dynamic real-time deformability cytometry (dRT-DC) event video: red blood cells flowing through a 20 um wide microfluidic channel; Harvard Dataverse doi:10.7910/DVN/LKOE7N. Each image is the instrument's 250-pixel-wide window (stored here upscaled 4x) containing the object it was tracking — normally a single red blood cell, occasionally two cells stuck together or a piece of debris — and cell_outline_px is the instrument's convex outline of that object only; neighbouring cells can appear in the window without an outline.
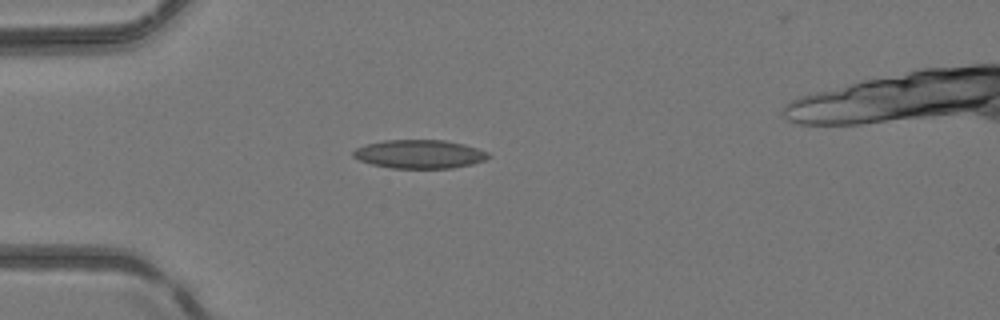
{"species": "common noctule bat (a hibernating species)", "species_latin": "Nyctalus noctula", "temperature_condition": "room temperature", "stored_images_in_passage": 37, "camera_frame_rate_fps": 3000, "um_per_image_px": 0.085, "animal": {"sex": "female", "body_mass_g": 24.6, "forearm_length_mm": 56.2}, "frame": {"image": 1, "passage_image": 1, "time_ms": 0.0, "image_size_px": [1000, 320], "cell_outline_px": [[492, 156], [484, 160], [472, 164], [452, 168], [392, 168], [372, 164], [360, 160], [352, 156], [352, 152], [356, 148], [368, 144], [384, 140], [444, 140], [464, 144], [488, 152]], "centroid_in_image_um": [35.67, 13.1], "position_along_channel_um": 49.3, "area_um2": 22.43}}
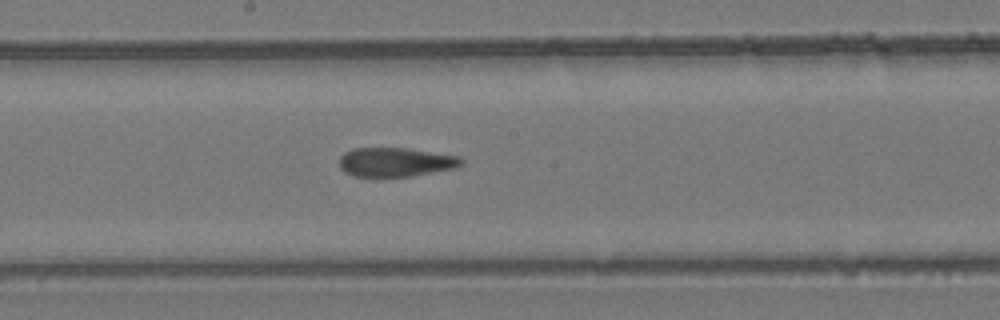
{"frame": {"image": 2, "passage_image": 14, "time_ms": 4.333, "image_size_px": [1000, 320], "cell_outline_px": [[464, 164], [456, 168], [412, 176], [356, 176], [344, 172], [340, 168], [340, 156], [344, 152], [352, 148], [408, 148], [460, 156], [464, 160]], "centroid_in_image_um": [33.66, 13.77], "position_along_channel_um": 214.5, "area_um2": 20.81}}
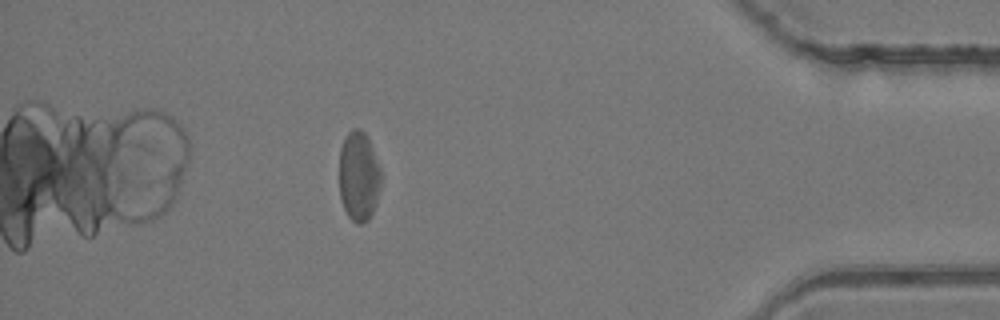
{"frame": {"image": 3, "passage_image": 31, "time_ms": 10.0, "image_size_px": [1000, 320], "cell_outline_px": [[380, 188], [376, 204], [368, 220], [360, 224], [356, 224], [348, 216], [340, 200], [340, 148], [344, 136], [352, 128], [360, 128], [368, 136], [380, 168]], "centroid_in_image_um": [30.49, 14.96], "position_along_channel_um": 404.7, "area_um2": 22.02}, "authors_computed_cell_mechanics": {"area_um2": 21.9062, "velocity_mm_per_s": 4.1785, "shape_relaxation_time_tau1_ms": null, "shape_relaxation_time_tau2_ms": 3.9439, "deformation_change_tau1": null, "deformation_change_tau2": 0.121}}